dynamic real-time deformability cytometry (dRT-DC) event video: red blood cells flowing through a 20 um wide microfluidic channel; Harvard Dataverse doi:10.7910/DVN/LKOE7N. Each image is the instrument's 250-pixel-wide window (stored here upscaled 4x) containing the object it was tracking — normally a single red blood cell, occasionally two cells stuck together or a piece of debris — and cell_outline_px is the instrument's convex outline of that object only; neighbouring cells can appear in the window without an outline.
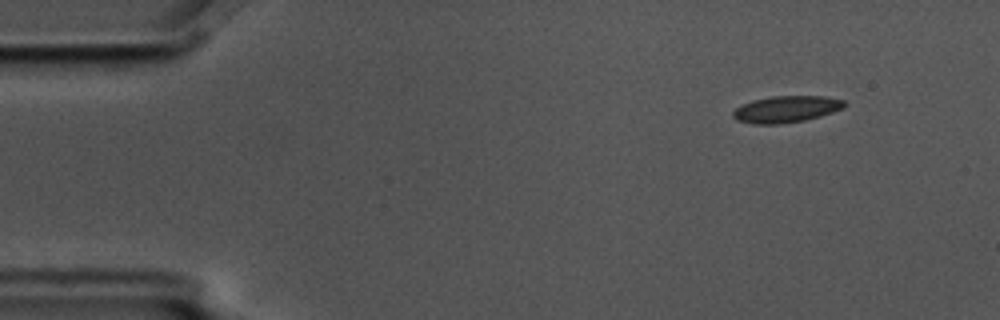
{"species": "common noctule bat (a hibernating species)", "species_latin": "Nyctalus noctula", "temperature_condition": "cold", "stored_images_in_passage": 5, "camera_frame_rate_fps": 3000, "um_per_image_px": 0.085, "animal": {"sex": "male", "body_mass_g": 17.5, "forearm_length_mm": 52.3}, "frame": {"image": 1, "passage_image": 2, "time_ms": 0.333, "image_size_px": [1000, 320], "cell_outline_px": [[848, 104], [844, 108], [820, 116], [804, 120], [780, 124], [752, 124], [736, 120], [732, 116], [732, 112], [736, 108], [752, 100], [772, 96], [824, 96], [844, 100]], "centroid_in_image_um": [66.84, 9.28], "position_along_channel_um": 18.2, "area_um2": 17.34}}
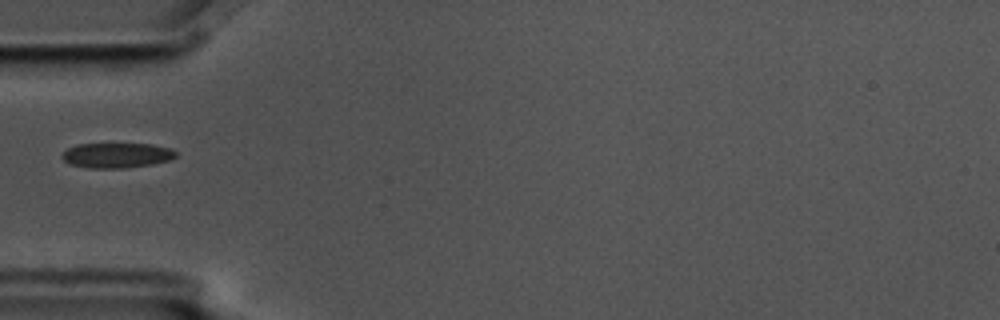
{"frame": {"image": 2, "passage_image": 5, "time_ms": 1.333, "image_size_px": [1000, 320], "cell_outline_px": [[176, 156], [168, 160], [152, 164], [124, 168], [88, 168], [68, 164], [60, 156], [68, 148], [76, 144], [152, 144], [172, 148], [176, 152]], "centroid_in_image_um": [9.9, 13.2], "position_along_channel_um": 75.1, "area_um2": 16.65}}